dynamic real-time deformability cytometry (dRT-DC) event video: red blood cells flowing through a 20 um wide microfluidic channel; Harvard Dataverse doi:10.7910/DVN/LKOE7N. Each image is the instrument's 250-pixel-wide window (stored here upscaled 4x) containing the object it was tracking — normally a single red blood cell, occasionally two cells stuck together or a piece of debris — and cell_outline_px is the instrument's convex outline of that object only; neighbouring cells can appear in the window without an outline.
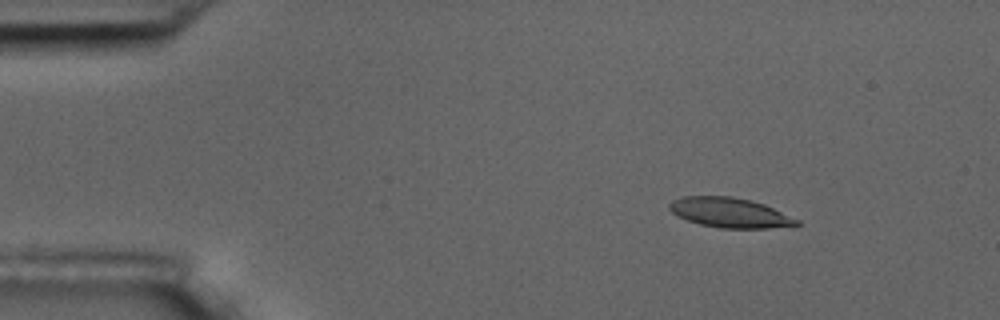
{"species": "common noctule bat (a hibernating species)", "species_latin": "Nyctalus noctula", "temperature_condition": "room temperature", "stored_images_in_passage": 7, "camera_frame_rate_fps": 3000, "um_per_image_px": 0.085, "animal": {"sex": "male", "body_mass_g": 17.5, "forearm_length_mm": 52.3}, "frame": {"image": 1, "passage_image": 1, "time_ms": 0.0, "image_size_px": [1000, 320], "cell_outline_px": [[800, 224], [768, 228], [720, 228], [700, 224], [688, 220], [672, 212], [668, 208], [668, 204], [672, 200], [684, 196], [732, 196], [764, 204], [800, 220]], "centroid_in_image_um": [62.02, 18.07], "position_along_channel_um": 23.0, "area_um2": 21.91}}
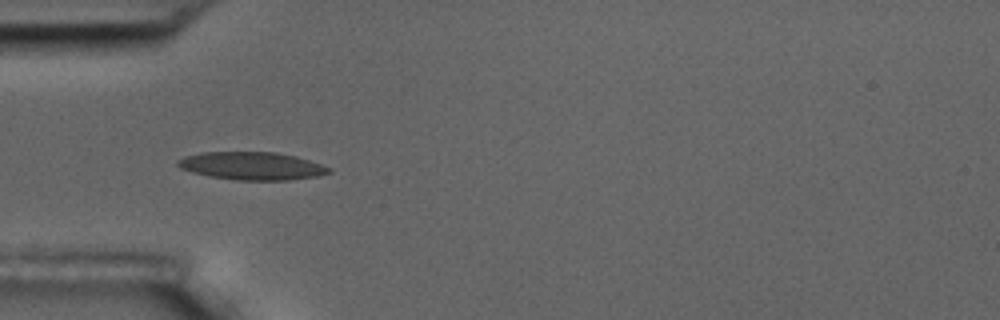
{"frame": {"image": 2, "passage_image": 4, "time_ms": 3.333, "image_size_px": [1000, 320], "cell_outline_px": [[332, 172], [320, 176], [288, 180], [236, 180], [208, 176], [192, 172], [180, 168], [176, 164], [176, 160], [184, 156], [200, 152], [276, 152], [296, 156], [332, 168]], "centroid_in_image_um": [21.4, 14.1], "position_along_channel_um": 63.6, "area_um2": 24.74}}
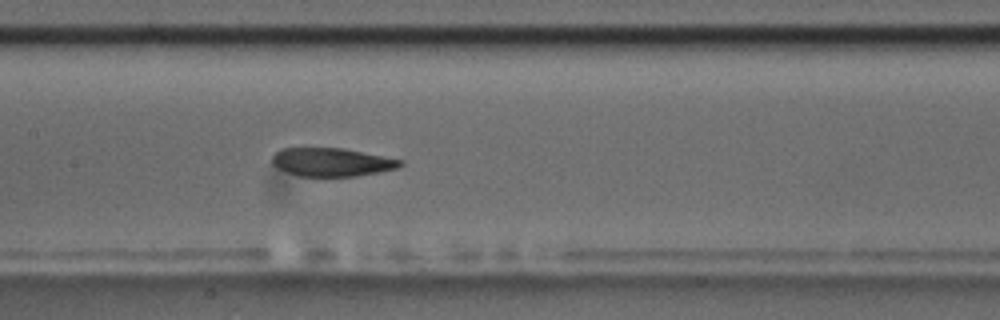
{"frame": {"image": 3, "passage_image": 7, "time_ms": 6.667, "image_size_px": [1000, 320], "cell_outline_px": [[404, 164], [396, 168], [356, 176], [300, 176], [276, 168], [272, 164], [272, 156], [280, 148], [344, 148], [404, 160]], "centroid_in_image_um": [28.18, 13.77], "position_along_channel_um": 179.2, "area_um2": 21.15}}